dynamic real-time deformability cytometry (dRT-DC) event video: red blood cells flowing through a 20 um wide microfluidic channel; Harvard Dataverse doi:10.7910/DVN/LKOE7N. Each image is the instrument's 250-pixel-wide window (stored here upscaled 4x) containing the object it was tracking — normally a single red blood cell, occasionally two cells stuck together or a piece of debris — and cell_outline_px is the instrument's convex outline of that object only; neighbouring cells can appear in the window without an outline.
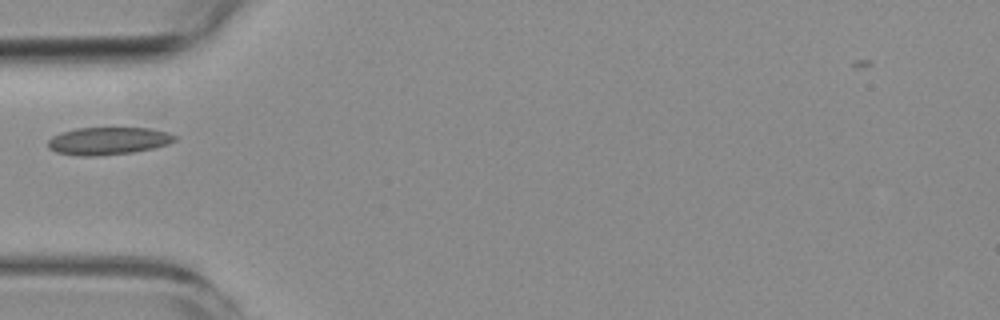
{"species": "common noctule bat (a hibernating species)", "species_latin": "Nyctalus noctula", "temperature_condition": "room temperature", "stored_images_in_passage": 5, "camera_frame_rate_fps": 3000, "um_per_image_px": 0.085, "animal": {"sex": "female", "body_mass_g": 19.3, "forearm_length_mm": 54.1}, "frame": {"image": 1, "passage_image": 5, "time_ms": 5.667, "image_size_px": [1000, 320], "cell_outline_px": [[176, 140], [168, 144], [152, 148], [132, 152], [100, 156], [80, 156], [56, 152], [48, 148], [48, 140], [52, 136], [76, 128], [152, 128], [168, 132], [176, 136]], "centroid_in_image_um": [9.2, 11.98], "position_along_channel_um": 75.8, "area_um2": 20.35}}